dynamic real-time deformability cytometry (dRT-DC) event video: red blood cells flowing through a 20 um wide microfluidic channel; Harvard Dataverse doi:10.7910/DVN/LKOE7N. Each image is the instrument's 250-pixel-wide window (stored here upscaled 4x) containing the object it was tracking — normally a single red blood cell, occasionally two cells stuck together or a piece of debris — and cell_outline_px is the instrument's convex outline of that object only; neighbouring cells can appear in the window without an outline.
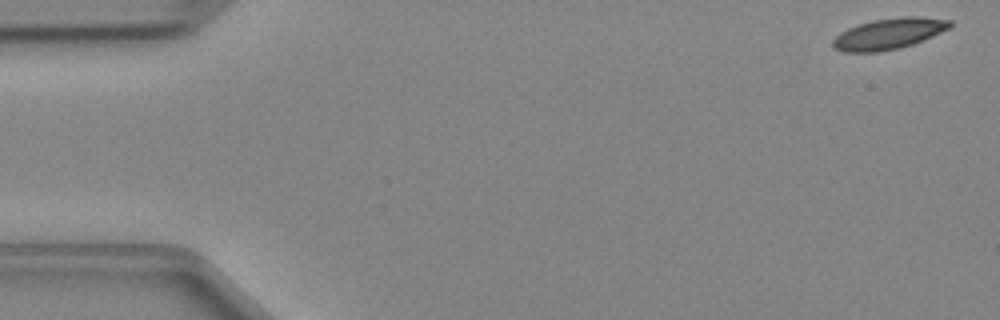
{"species": "Egyptian fruit bat (a non-hibernating species)", "species_latin": "Rousettus aegyptiacus", "temperature_condition": "cold", "stored_images_in_passage": 47, "camera_frame_rate_fps": 3000, "um_per_image_px": 0.085, "animal": {"sex": "female"}, "frame": {"image": 1, "passage_image": 1, "time_ms": 0.0, "image_size_px": [1000, 320], "cell_outline_px": [[952, 28], [924, 40], [900, 48], [880, 52], [844, 52], [832, 48], [832, 40], [840, 32], [856, 24], [872, 20], [900, 16], [920, 16], [952, 20]], "centroid_in_image_um": [75.56, 2.86], "position_along_channel_um": 9.4, "area_um2": 21.62}}
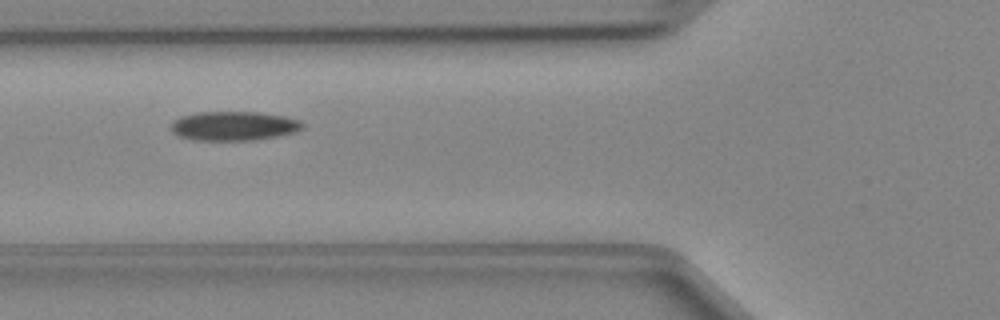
{"frame": {"image": 2, "passage_image": 17, "time_ms": 5.333, "image_size_px": [1000, 320], "cell_outline_px": [[304, 128], [296, 132], [280, 136], [256, 140], [192, 140], [180, 136], [172, 132], [172, 120], [180, 116], [196, 112], [256, 112], [284, 116], [300, 120], [304, 124]], "centroid_in_image_um": [19.89, 10.71], "position_along_channel_um": 105.9, "area_um2": 22.6}}
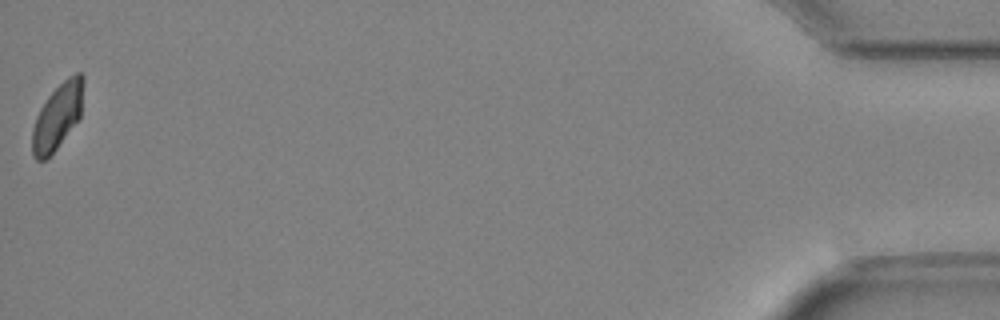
{"frame": {"image": 3, "passage_image": 47, "time_ms": 15.333, "image_size_px": [1000, 320], "cell_outline_px": [[84, 80], [80, 116], [56, 148], [44, 160], [36, 160], [32, 156], [32, 128], [36, 116], [40, 108], [48, 96], [68, 76], [76, 72], [80, 72], [84, 76]], "centroid_in_image_um": [4.87, 9.87], "position_along_channel_um": 430.3, "area_um2": 19.31}}